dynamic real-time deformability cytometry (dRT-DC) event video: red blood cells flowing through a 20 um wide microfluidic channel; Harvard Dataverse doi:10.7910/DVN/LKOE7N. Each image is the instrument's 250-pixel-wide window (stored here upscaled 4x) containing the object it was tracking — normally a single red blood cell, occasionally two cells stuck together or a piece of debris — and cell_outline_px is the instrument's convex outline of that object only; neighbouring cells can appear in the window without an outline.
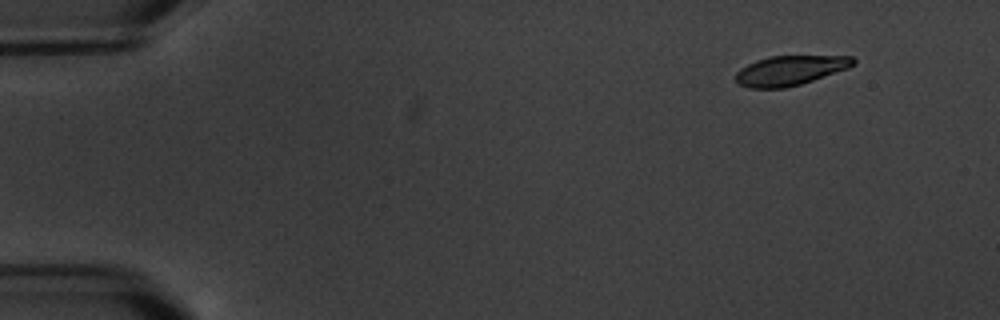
{"species": "common noctule bat (a hibernating species)", "species_latin": "Nyctalus noctula", "temperature_condition": "warm", "stored_images_in_passage": 4, "camera_frame_rate_fps": 3000, "um_per_image_px": 0.085, "animal": {"sex": "male", "body_mass_g": 20.1, "forearm_length_mm": 53.5}, "frame": {"image": 1, "passage_image": 1, "time_ms": 0.0, "image_size_px": [1000, 320], "cell_outline_px": [[856, 64], [848, 68], [800, 84], [784, 88], [748, 88], [740, 84], [736, 80], [736, 72], [740, 68], [756, 60], [768, 56], [852, 56], [856, 60]], "centroid_in_image_um": [67.15, 5.98], "position_along_channel_um": 17.9, "area_um2": 20.23}}
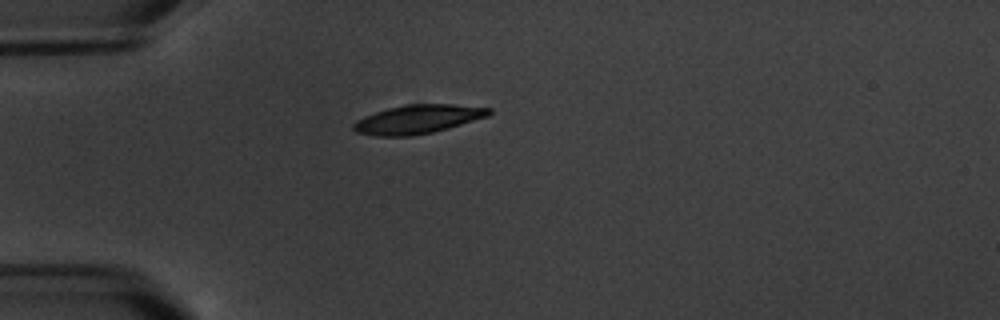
{"frame": {"image": 2, "passage_image": 4, "time_ms": 3.667, "image_size_px": [1000, 320], "cell_outline_px": [[492, 112], [488, 116], [448, 128], [432, 132], [412, 136], [376, 136], [356, 132], [352, 128], [352, 124], [356, 120], [364, 116], [388, 108], [408, 104], [452, 104], [492, 108]], "centroid_in_image_um": [35.5, 10.13], "position_along_channel_um": 49.5, "area_um2": 22.66}}